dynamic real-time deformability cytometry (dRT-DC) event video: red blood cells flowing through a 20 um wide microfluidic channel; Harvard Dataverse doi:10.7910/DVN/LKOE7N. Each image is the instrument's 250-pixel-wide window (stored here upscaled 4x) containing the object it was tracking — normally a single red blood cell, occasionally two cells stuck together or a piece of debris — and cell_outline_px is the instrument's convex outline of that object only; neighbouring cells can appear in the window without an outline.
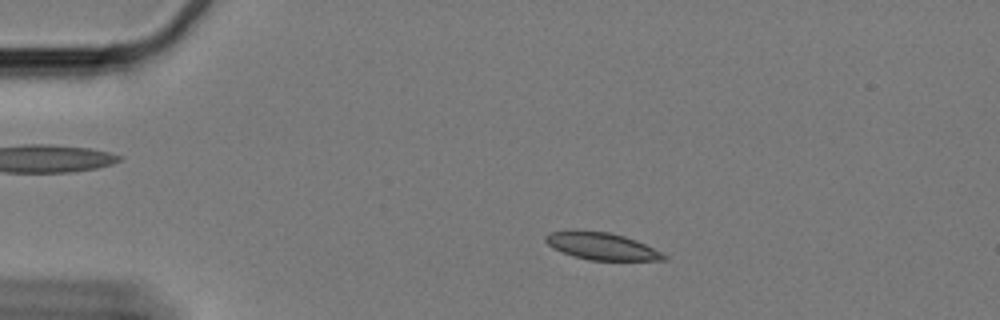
{"species": "Egyptian fruit bat (a non-hibernating species)", "species_latin": "Rousettus aegyptiacus", "temperature_condition": "cold", "stored_images_in_passage": 60, "camera_frame_rate_fps": 3000, "um_per_image_px": 0.085, "animal": {"sex": "female"}, "frame": {"image": 1, "passage_image": 11, "time_ms": 3.333, "image_size_px": [1000, 320], "cell_outline_px": [[668, 260], [588, 260], [564, 252], [548, 244], [544, 240], [544, 236], [548, 232], [608, 232], [624, 236], [636, 240], [668, 256]], "centroid_in_image_um": [51.19, 20.95], "position_along_channel_um": 33.8, "area_um2": 17.98}}
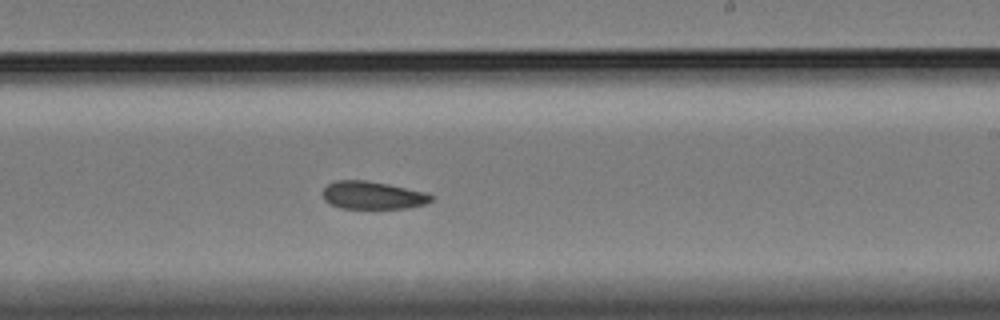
{"frame": {"image": 2, "passage_image": 36, "time_ms": 11.667, "image_size_px": [1000, 320], "cell_outline_px": [[432, 200], [424, 204], [408, 208], [340, 208], [324, 200], [324, 188], [328, 184], [336, 180], [364, 180], [388, 184], [424, 192], [432, 196]], "centroid_in_image_um": [31.66, 16.6], "position_along_channel_um": 257.3, "area_um2": 17.28}}
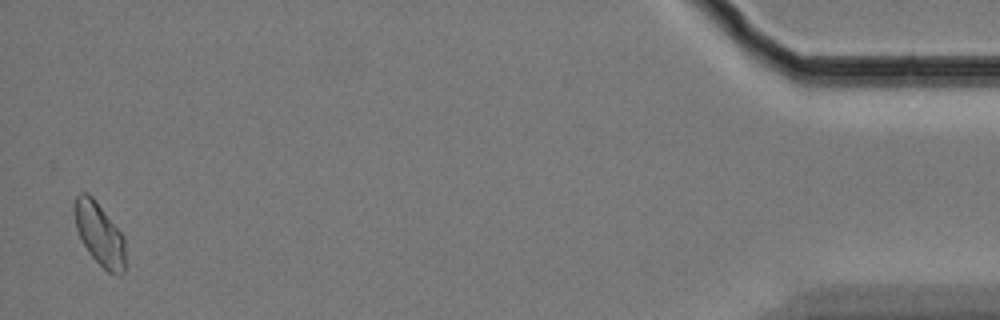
{"frame": {"image": 3, "passage_image": 59, "time_ms": 19.333, "image_size_px": [1000, 320], "cell_outline_px": [[124, 272], [108, 272], [88, 252], [76, 228], [76, 196], [80, 192], [88, 192], [92, 196], [124, 236]], "centroid_in_image_um": [8.46, 19.87], "position_along_channel_um": 426.7, "area_um2": 17.86}, "authors_computed_cell_mechanics": {"area_um2": 18.4382, "velocity_mm_per_s": 3.2624, "shape_relaxation_time_tau1_ms": null, "shape_relaxation_time_tau2_ms": 5.977, "deformation_change_tau1": null, "deformation_change_tau2": 0.097}}